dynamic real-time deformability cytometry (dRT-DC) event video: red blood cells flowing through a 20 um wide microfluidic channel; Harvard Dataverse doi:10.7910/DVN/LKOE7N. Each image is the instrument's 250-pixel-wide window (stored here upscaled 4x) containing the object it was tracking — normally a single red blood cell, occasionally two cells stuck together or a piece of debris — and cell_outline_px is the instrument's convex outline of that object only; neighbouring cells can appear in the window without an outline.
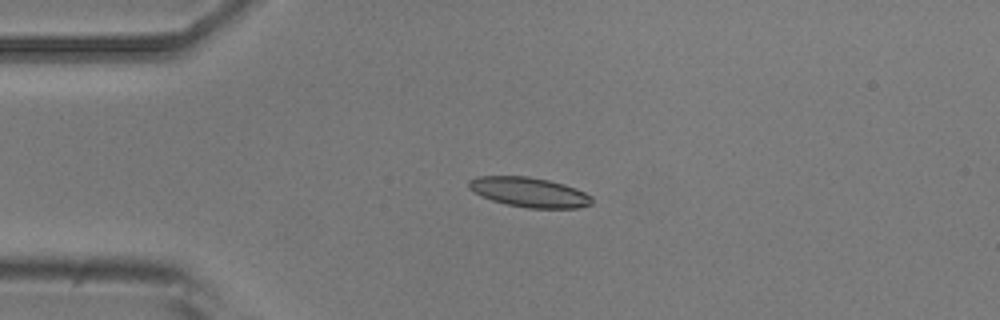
{"species": "common noctule bat (a hibernating species)", "species_latin": "Nyctalus noctula", "temperature_condition": "room temperature", "stored_images_in_passage": 3, "camera_frame_rate_fps": 3000, "um_per_image_px": 0.085, "animal": {"sex": "male", "body_mass_g": 20.5, "forearm_length_mm": 52.5}, "frame": {"image": 1, "passage_image": 2, "time_ms": 2.0, "image_size_px": [1000, 320], "cell_outline_px": [[592, 204], [580, 208], [528, 208], [508, 204], [492, 200], [468, 188], [468, 180], [476, 176], [528, 176], [548, 180], [564, 184], [576, 188], [592, 196]], "centroid_in_image_um": [45.01, 16.33], "position_along_channel_um": 40.0, "area_um2": 21.27}}